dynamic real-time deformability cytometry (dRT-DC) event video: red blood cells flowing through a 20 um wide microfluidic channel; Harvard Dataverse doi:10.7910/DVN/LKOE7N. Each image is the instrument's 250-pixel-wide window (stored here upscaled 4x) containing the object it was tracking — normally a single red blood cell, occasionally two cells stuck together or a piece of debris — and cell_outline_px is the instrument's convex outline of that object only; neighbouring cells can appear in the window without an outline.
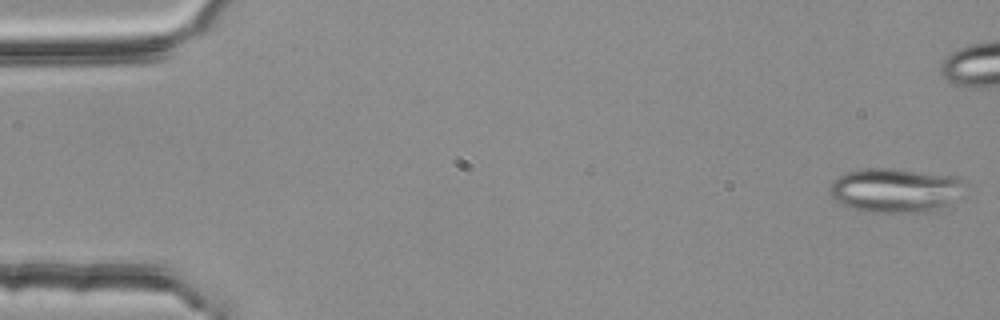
{"species": "common noctule bat (a hibernating species)", "species_latin": "Nyctalus noctula", "temperature_condition": "room temperature", "stored_images_in_passage": 5, "camera_frame_rate_fps": 3000, "um_per_image_px": 0.085, "animal": {"sex": "female", "body_mass_g": 25.1}, "frame": {"image": 1, "passage_image": 1, "time_ms": 0.0, "image_size_px": [1000, 320], "cell_outline_px": [[968, 184], [952, 204], [936, 212], [868, 212], [852, 208], [840, 204], [832, 196], [828, 188], [832, 180], [844, 172], [868, 168], [888, 168], [956, 176], [964, 180]], "centroid_in_image_um": [76.14, 16.18], "position_along_channel_um": 8.9, "area_um2": 35.49}}